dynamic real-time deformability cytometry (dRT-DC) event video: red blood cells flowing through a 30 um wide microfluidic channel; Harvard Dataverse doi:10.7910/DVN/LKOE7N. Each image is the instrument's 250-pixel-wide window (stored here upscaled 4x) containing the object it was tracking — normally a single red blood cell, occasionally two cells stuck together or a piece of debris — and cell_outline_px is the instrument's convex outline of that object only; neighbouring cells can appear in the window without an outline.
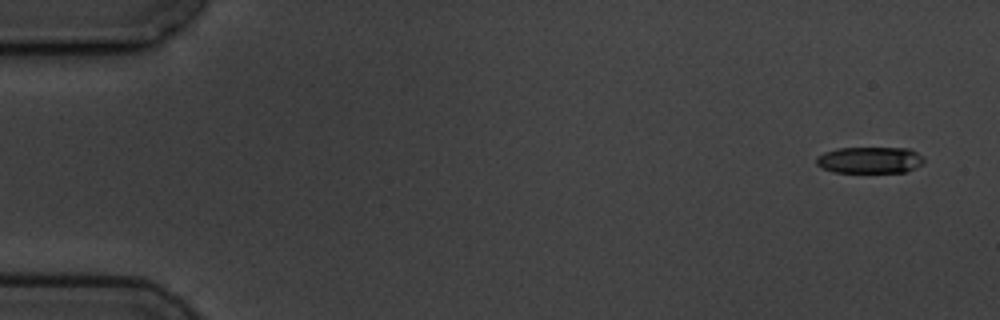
{"species": "common noctule bat (a hibernating species)", "species_latin": "Nyctalus noctula", "temperature_condition": "cold", "stored_images_in_passage": 5, "camera_frame_rate_fps": 3000, "um_per_image_px": 0.085, "animal": {"sex": "male", "body_mass_g": 19.5, "forearm_length_mm": 54.6}, "frame": {"image": 1, "passage_image": 1, "time_ms": 0.0, "image_size_px": [1000, 320], "cell_outline_px": [[924, 164], [904, 172], [832, 172], [820, 168], [816, 164], [816, 156], [824, 152], [836, 148], [912, 148], [924, 156]], "centroid_in_image_um": [73.94, 13.6], "position_along_channel_um": 11.1, "area_um2": 16.94}}
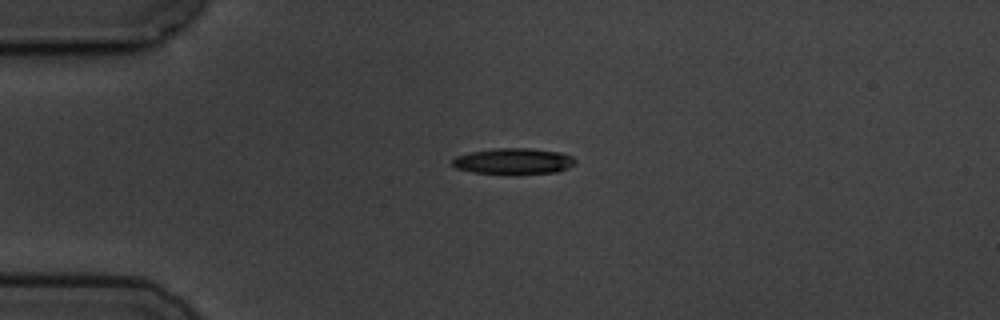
{"frame": {"image": 2, "passage_image": 4, "time_ms": 3.667, "image_size_px": [1000, 320], "cell_outline_px": [[576, 164], [568, 168], [556, 172], [472, 172], [456, 168], [452, 164], [452, 160], [456, 156], [472, 152], [496, 148], [532, 148], [560, 152], [572, 156], [576, 160]], "centroid_in_image_um": [43.68, 13.67], "position_along_channel_um": 41.3, "area_um2": 18.03}}